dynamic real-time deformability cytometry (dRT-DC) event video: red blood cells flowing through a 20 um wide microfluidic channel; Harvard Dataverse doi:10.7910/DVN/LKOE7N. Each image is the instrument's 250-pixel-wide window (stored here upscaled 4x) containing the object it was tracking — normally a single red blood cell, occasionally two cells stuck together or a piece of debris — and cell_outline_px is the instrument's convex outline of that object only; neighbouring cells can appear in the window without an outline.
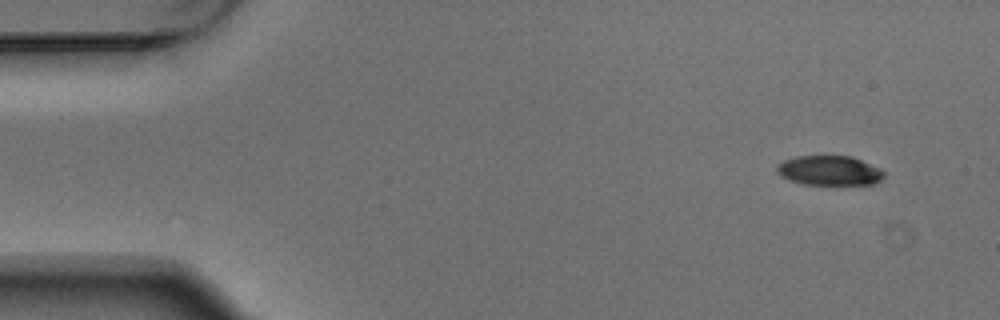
{"species": "Egyptian fruit bat (a non-hibernating species)", "species_latin": "Rousettus aegyptiacus", "temperature_condition": "warm", "stored_images_in_passage": 4, "camera_frame_rate_fps": 3000, "um_per_image_px": 0.085, "animal": {"sex": "male"}, "frame": {"image": 1, "passage_image": 1, "time_ms": 0.0, "image_size_px": [1000, 320], "cell_outline_px": [[884, 176], [880, 180], [872, 184], [804, 184], [788, 180], [780, 176], [776, 172], [776, 168], [784, 160], [796, 156], [852, 156], [880, 168], [884, 172]], "centroid_in_image_um": [70.48, 14.49], "position_along_channel_um": 14.5, "area_um2": 18.44}}
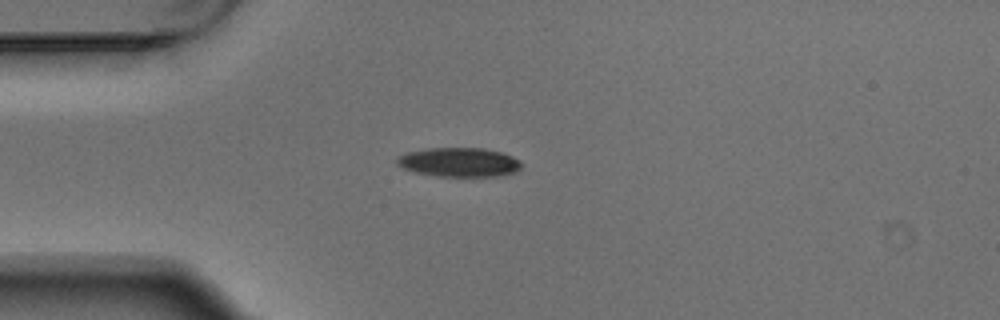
{"frame": {"image": 2, "passage_image": 4, "time_ms": 1.0, "image_size_px": [1000, 320], "cell_outline_px": [[524, 164], [516, 172], [500, 176], [436, 176], [412, 172], [396, 164], [396, 160], [400, 156], [408, 152], [428, 148], [484, 148], [500, 152], [512, 156], [520, 160]], "centroid_in_image_um": [39.05, 13.79], "position_along_channel_um": 45.9, "area_um2": 21.27}}